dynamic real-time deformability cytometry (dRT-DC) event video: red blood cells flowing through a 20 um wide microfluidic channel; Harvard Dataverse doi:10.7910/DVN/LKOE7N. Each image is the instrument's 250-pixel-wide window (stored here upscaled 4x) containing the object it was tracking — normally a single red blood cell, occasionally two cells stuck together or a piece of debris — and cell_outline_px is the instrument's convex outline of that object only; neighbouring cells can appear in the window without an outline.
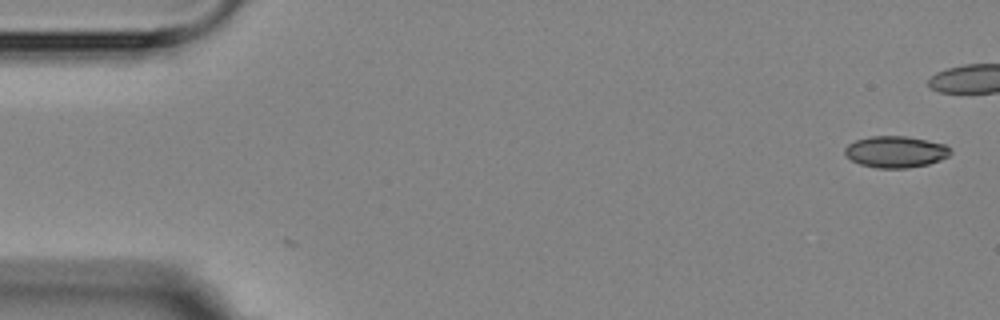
{"species": "Egyptian fruit bat (a non-hibernating species)", "species_latin": "Rousettus aegyptiacus", "temperature_condition": "room temperature", "stored_images_in_passage": 6, "camera_frame_rate_fps": 3000, "um_per_image_px": 0.085, "animal": {"sex": "female"}, "frame": {"image": 1, "passage_image": 1, "time_ms": 0.0, "image_size_px": [1000, 320], "cell_outline_px": [[952, 152], [948, 156], [940, 160], [928, 164], [908, 168], [876, 168], [860, 164], [852, 160], [844, 152], [844, 148], [848, 144], [856, 140], [872, 136], [908, 136], [944, 144]], "centroid_in_image_um": [76.12, 12.9], "position_along_channel_um": 8.9, "area_um2": 19.31}}